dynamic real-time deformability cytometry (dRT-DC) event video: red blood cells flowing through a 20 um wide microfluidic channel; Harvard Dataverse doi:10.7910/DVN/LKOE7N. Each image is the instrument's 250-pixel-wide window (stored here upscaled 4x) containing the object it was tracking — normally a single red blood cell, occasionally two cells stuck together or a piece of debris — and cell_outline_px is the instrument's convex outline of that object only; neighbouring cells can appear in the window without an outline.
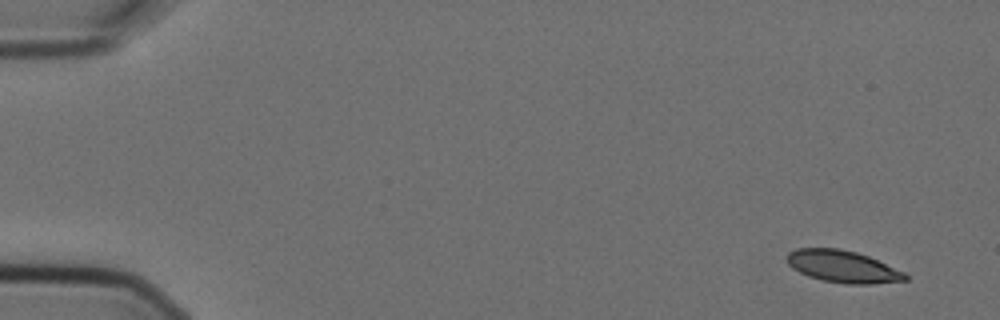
{"species": "Egyptian fruit bat (a non-hibernating species)", "species_latin": "Rousettus aegyptiacus", "temperature_condition": "cold", "stored_images_in_passage": 5, "segment_of_instrument_passage": [1, 2], "camera_frame_rate_fps": 3000, "um_per_image_px": 0.085, "animal": {"sex": "female"}, "frame": {"image": 1, "passage_image": 1, "time_ms": 0.0, "image_size_px": [1000, 320], "cell_outline_px": [[908, 280], [872, 284], [848, 284], [824, 280], [808, 276], [792, 268], [788, 264], [788, 252], [796, 248], [840, 248], [856, 252], [868, 256], [904, 272], [908, 276]], "centroid_in_image_um": [71.64, 22.65], "position_along_channel_um": 13.4, "area_um2": 21.96}}
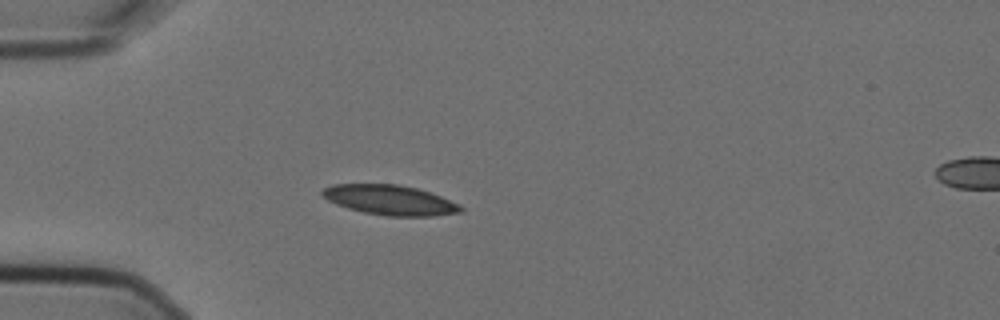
{"frame": {"image": 2, "passage_image": 4, "time_ms": 1.0, "image_size_px": [1000, 320], "cell_outline_px": [[464, 212], [436, 216], [388, 216], [364, 212], [348, 208], [336, 204], [328, 200], [320, 192], [324, 188], [332, 184], [396, 184], [416, 188], [440, 196], [460, 204], [464, 208]], "centroid_in_image_um": [33.18, 17.01], "position_along_channel_um": 51.8, "area_um2": 24.1}}